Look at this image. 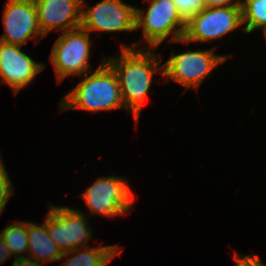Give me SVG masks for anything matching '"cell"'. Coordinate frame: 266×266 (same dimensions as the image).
<instances>
[{
  "instance_id": "18",
  "label": "cell",
  "mask_w": 266,
  "mask_h": 266,
  "mask_svg": "<svg viewBox=\"0 0 266 266\" xmlns=\"http://www.w3.org/2000/svg\"><path fill=\"white\" fill-rule=\"evenodd\" d=\"M7 173L0 156V214L4 210L9 197L14 194V188Z\"/></svg>"
},
{
  "instance_id": "9",
  "label": "cell",
  "mask_w": 266,
  "mask_h": 266,
  "mask_svg": "<svg viewBox=\"0 0 266 266\" xmlns=\"http://www.w3.org/2000/svg\"><path fill=\"white\" fill-rule=\"evenodd\" d=\"M83 1L80 26L89 33L136 31V7L125 4L122 0H102L84 10L86 4Z\"/></svg>"
},
{
  "instance_id": "13",
  "label": "cell",
  "mask_w": 266,
  "mask_h": 266,
  "mask_svg": "<svg viewBox=\"0 0 266 266\" xmlns=\"http://www.w3.org/2000/svg\"><path fill=\"white\" fill-rule=\"evenodd\" d=\"M28 253L30 259L41 263L60 261L63 252L51 239L47 231V225H37L27 222Z\"/></svg>"
},
{
  "instance_id": "16",
  "label": "cell",
  "mask_w": 266,
  "mask_h": 266,
  "mask_svg": "<svg viewBox=\"0 0 266 266\" xmlns=\"http://www.w3.org/2000/svg\"><path fill=\"white\" fill-rule=\"evenodd\" d=\"M242 24L245 33H251L256 29L266 28V0H244L241 1Z\"/></svg>"
},
{
  "instance_id": "15",
  "label": "cell",
  "mask_w": 266,
  "mask_h": 266,
  "mask_svg": "<svg viewBox=\"0 0 266 266\" xmlns=\"http://www.w3.org/2000/svg\"><path fill=\"white\" fill-rule=\"evenodd\" d=\"M0 236L11 254L15 255V259L27 258L21 255L28 251L27 222L18 221L16 224H8L4 230L0 231Z\"/></svg>"
},
{
  "instance_id": "6",
  "label": "cell",
  "mask_w": 266,
  "mask_h": 266,
  "mask_svg": "<svg viewBox=\"0 0 266 266\" xmlns=\"http://www.w3.org/2000/svg\"><path fill=\"white\" fill-rule=\"evenodd\" d=\"M128 181L122 177H99L82 195H79L89 208L91 215L114 217L130 212L134 196Z\"/></svg>"
},
{
  "instance_id": "11",
  "label": "cell",
  "mask_w": 266,
  "mask_h": 266,
  "mask_svg": "<svg viewBox=\"0 0 266 266\" xmlns=\"http://www.w3.org/2000/svg\"><path fill=\"white\" fill-rule=\"evenodd\" d=\"M22 46L0 41V83H6L14 94L30 84L45 66L21 51Z\"/></svg>"
},
{
  "instance_id": "17",
  "label": "cell",
  "mask_w": 266,
  "mask_h": 266,
  "mask_svg": "<svg viewBox=\"0 0 266 266\" xmlns=\"http://www.w3.org/2000/svg\"><path fill=\"white\" fill-rule=\"evenodd\" d=\"M181 15L188 22L195 14L205 8L204 0H172Z\"/></svg>"
},
{
  "instance_id": "4",
  "label": "cell",
  "mask_w": 266,
  "mask_h": 266,
  "mask_svg": "<svg viewBox=\"0 0 266 266\" xmlns=\"http://www.w3.org/2000/svg\"><path fill=\"white\" fill-rule=\"evenodd\" d=\"M90 48L89 32L81 26L60 34L50 54L58 83L72 74L83 76L89 73Z\"/></svg>"
},
{
  "instance_id": "14",
  "label": "cell",
  "mask_w": 266,
  "mask_h": 266,
  "mask_svg": "<svg viewBox=\"0 0 266 266\" xmlns=\"http://www.w3.org/2000/svg\"><path fill=\"white\" fill-rule=\"evenodd\" d=\"M122 247L117 245H102L93 247L91 249L81 250V247L72 251L63 252L61 257H68V259L61 266H107L112 259L121 252Z\"/></svg>"
},
{
  "instance_id": "3",
  "label": "cell",
  "mask_w": 266,
  "mask_h": 266,
  "mask_svg": "<svg viewBox=\"0 0 266 266\" xmlns=\"http://www.w3.org/2000/svg\"><path fill=\"white\" fill-rule=\"evenodd\" d=\"M148 10L136 8L135 29L142 28L144 42L150 48L158 47L171 36V41L181 42L184 38L187 22L181 17L172 0H147Z\"/></svg>"
},
{
  "instance_id": "19",
  "label": "cell",
  "mask_w": 266,
  "mask_h": 266,
  "mask_svg": "<svg viewBox=\"0 0 266 266\" xmlns=\"http://www.w3.org/2000/svg\"><path fill=\"white\" fill-rule=\"evenodd\" d=\"M236 266H266L257 255L240 256L238 253L234 256Z\"/></svg>"
},
{
  "instance_id": "23",
  "label": "cell",
  "mask_w": 266,
  "mask_h": 266,
  "mask_svg": "<svg viewBox=\"0 0 266 266\" xmlns=\"http://www.w3.org/2000/svg\"><path fill=\"white\" fill-rule=\"evenodd\" d=\"M263 31H264V36L266 38V28H264Z\"/></svg>"
},
{
  "instance_id": "22",
  "label": "cell",
  "mask_w": 266,
  "mask_h": 266,
  "mask_svg": "<svg viewBox=\"0 0 266 266\" xmlns=\"http://www.w3.org/2000/svg\"><path fill=\"white\" fill-rule=\"evenodd\" d=\"M12 254L10 249L7 247L6 243L3 241L0 236V264H2L5 260L12 258Z\"/></svg>"
},
{
  "instance_id": "8",
  "label": "cell",
  "mask_w": 266,
  "mask_h": 266,
  "mask_svg": "<svg viewBox=\"0 0 266 266\" xmlns=\"http://www.w3.org/2000/svg\"><path fill=\"white\" fill-rule=\"evenodd\" d=\"M44 223L51 239L62 252L72 251L87 245L92 238L85 213L70 207L52 205Z\"/></svg>"
},
{
  "instance_id": "7",
  "label": "cell",
  "mask_w": 266,
  "mask_h": 266,
  "mask_svg": "<svg viewBox=\"0 0 266 266\" xmlns=\"http://www.w3.org/2000/svg\"><path fill=\"white\" fill-rule=\"evenodd\" d=\"M228 56L214 54V48L174 54L163 64V77L184 85L186 89H198L208 74Z\"/></svg>"
},
{
  "instance_id": "5",
  "label": "cell",
  "mask_w": 266,
  "mask_h": 266,
  "mask_svg": "<svg viewBox=\"0 0 266 266\" xmlns=\"http://www.w3.org/2000/svg\"><path fill=\"white\" fill-rule=\"evenodd\" d=\"M242 25L241 4L205 7L187 22L181 42L216 40Z\"/></svg>"
},
{
  "instance_id": "2",
  "label": "cell",
  "mask_w": 266,
  "mask_h": 266,
  "mask_svg": "<svg viewBox=\"0 0 266 266\" xmlns=\"http://www.w3.org/2000/svg\"><path fill=\"white\" fill-rule=\"evenodd\" d=\"M83 76L61 99L60 110L82 109L96 113L125 107L117 75L105 58L91 75Z\"/></svg>"
},
{
  "instance_id": "20",
  "label": "cell",
  "mask_w": 266,
  "mask_h": 266,
  "mask_svg": "<svg viewBox=\"0 0 266 266\" xmlns=\"http://www.w3.org/2000/svg\"><path fill=\"white\" fill-rule=\"evenodd\" d=\"M44 263L38 262L30 258L14 259L12 266H44Z\"/></svg>"
},
{
  "instance_id": "21",
  "label": "cell",
  "mask_w": 266,
  "mask_h": 266,
  "mask_svg": "<svg viewBox=\"0 0 266 266\" xmlns=\"http://www.w3.org/2000/svg\"><path fill=\"white\" fill-rule=\"evenodd\" d=\"M233 0H204L205 7L210 6H227L233 4H241V0L232 2Z\"/></svg>"
},
{
  "instance_id": "10",
  "label": "cell",
  "mask_w": 266,
  "mask_h": 266,
  "mask_svg": "<svg viewBox=\"0 0 266 266\" xmlns=\"http://www.w3.org/2000/svg\"><path fill=\"white\" fill-rule=\"evenodd\" d=\"M3 13L5 31L0 41L23 46L32 37L35 41L45 37L38 24L34 0H8Z\"/></svg>"
},
{
  "instance_id": "12",
  "label": "cell",
  "mask_w": 266,
  "mask_h": 266,
  "mask_svg": "<svg viewBox=\"0 0 266 266\" xmlns=\"http://www.w3.org/2000/svg\"><path fill=\"white\" fill-rule=\"evenodd\" d=\"M38 24L44 36L80 27L82 0H34Z\"/></svg>"
},
{
  "instance_id": "1",
  "label": "cell",
  "mask_w": 266,
  "mask_h": 266,
  "mask_svg": "<svg viewBox=\"0 0 266 266\" xmlns=\"http://www.w3.org/2000/svg\"><path fill=\"white\" fill-rule=\"evenodd\" d=\"M137 44L122 45L120 56L104 57L117 75L124 106L132 111L136 123L151 87L154 73L158 74L160 71L159 73L163 76V65H160L162 59L158 61L161 55L158 54V56L152 52V48L148 46L145 47L146 49L137 50Z\"/></svg>"
}]
</instances>
